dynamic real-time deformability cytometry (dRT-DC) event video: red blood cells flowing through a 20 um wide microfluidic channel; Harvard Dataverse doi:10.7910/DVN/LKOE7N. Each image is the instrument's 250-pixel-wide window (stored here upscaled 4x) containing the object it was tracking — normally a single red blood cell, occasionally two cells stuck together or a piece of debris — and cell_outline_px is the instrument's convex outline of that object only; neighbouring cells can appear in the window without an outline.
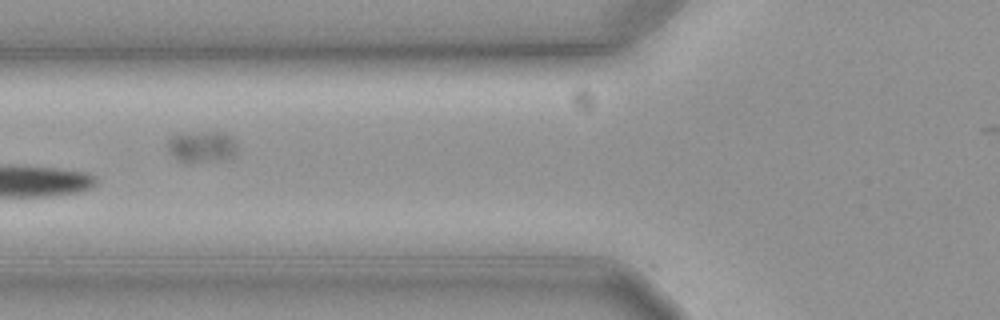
{"species": "common noctule bat (a hibernating species)", "species_latin": "Nyctalus noctula", "temperature_condition": "cold", "stored_images_in_passage": 14, "segment_of_instrument_passage": [1, 2], "camera_frame_rate_fps": 3000, "um_per_image_px": 0.085, "animal": {"sex": "female", "body_mass_g": 19.3, "forearm_length_mm": 54.1}, "frame": {"image": 1, "passage_image": 9, "time_ms": 2.667, "image_size_px": [1000, 320], "cell_outline_px": [[236, 156], [228, 160], [188, 164], [184, 164], [168, 148], [168, 140], [172, 136], [180, 132], [220, 132], [232, 136], [236, 140]], "centroid_in_image_um": [17.22, 12.49], "position_along_channel_um": 108.6, "area_um2": 13.24}}